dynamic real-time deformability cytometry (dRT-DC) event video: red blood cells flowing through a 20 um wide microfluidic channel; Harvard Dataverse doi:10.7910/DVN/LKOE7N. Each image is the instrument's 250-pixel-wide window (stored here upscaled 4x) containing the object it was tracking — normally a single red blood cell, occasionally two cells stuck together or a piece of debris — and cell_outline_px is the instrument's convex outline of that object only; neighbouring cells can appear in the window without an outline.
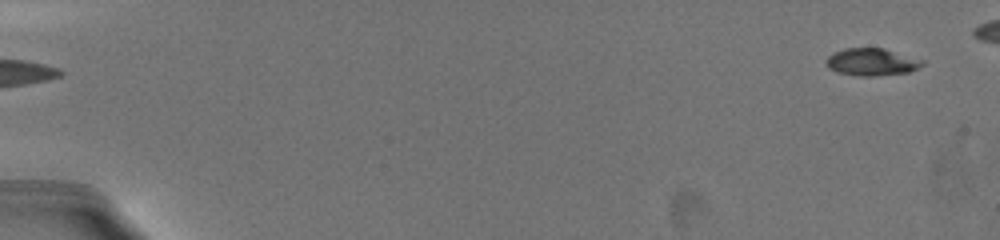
{"species": "common noctule bat (a hibernating species)", "species_latin": "Nyctalus noctula", "temperature_condition": "warm", "stored_images_in_passage": 6, "camera_frame_rate_fps": 3000, "um_per_image_px": 0.085, "animal": {"sex": "female", "body_mass_g": 19.5, "forearm_length_mm": 54.1}, "frame": {"image": 1, "passage_image": 1, "time_ms": 0.0, "image_size_px": [1000, 240], "cell_outline_px": [[924, 64], [908, 72], [872, 76], [864, 76], [836, 72], [828, 68], [824, 60], [832, 52], [844, 48], [884, 48], [924, 60]], "centroid_in_image_um": [74.05, 5.25], "position_along_channel_um": 11.0, "area_um2": 15.32}}